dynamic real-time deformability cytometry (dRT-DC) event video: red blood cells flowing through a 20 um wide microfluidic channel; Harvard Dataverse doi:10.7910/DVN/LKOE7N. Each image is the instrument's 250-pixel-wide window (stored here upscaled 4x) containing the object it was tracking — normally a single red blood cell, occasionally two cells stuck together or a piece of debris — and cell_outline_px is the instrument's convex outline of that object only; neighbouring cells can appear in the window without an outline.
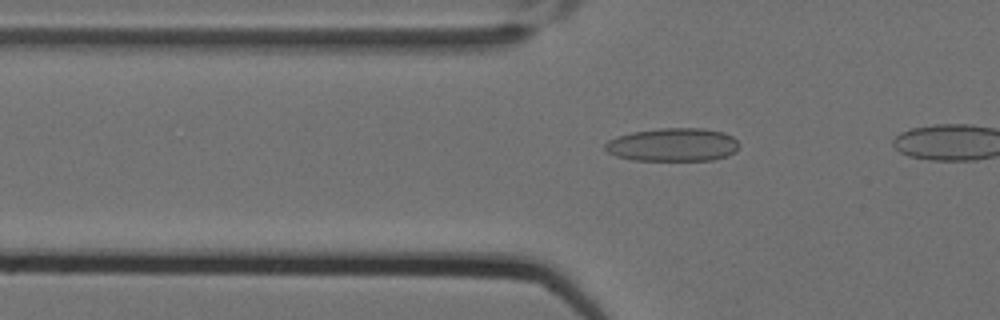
{"species": "Egyptian fruit bat (a non-hibernating species)", "species_latin": "Rousettus aegyptiacus", "temperature_condition": "cold", "stored_images_in_passage": 3, "camera_frame_rate_fps": 3000, "um_per_image_px": 0.085, "animal": {"sex": "female"}, "frame": {"image": 1, "passage_image": 3, "time_ms": 0.667, "image_size_px": [1000, 320], "cell_outline_px": [[740, 144], [736, 152], [728, 156], [712, 160], [632, 160], [616, 156], [608, 152], [604, 148], [604, 144], [608, 140], [616, 136], [632, 132], [660, 128], [700, 128], [724, 132], [732, 136]], "centroid_in_image_um": [57.2, 12.3], "position_along_channel_um": 68.6, "area_um2": 26.18}}